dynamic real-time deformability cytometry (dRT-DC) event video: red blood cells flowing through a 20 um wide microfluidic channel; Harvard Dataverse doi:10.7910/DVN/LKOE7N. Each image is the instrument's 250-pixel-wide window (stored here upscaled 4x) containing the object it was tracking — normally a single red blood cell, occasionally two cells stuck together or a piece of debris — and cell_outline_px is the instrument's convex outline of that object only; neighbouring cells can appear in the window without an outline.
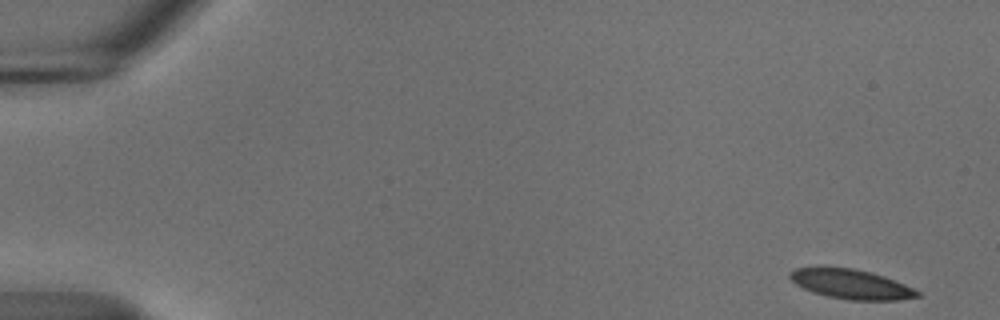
{"species": "common noctule bat (a hibernating species)", "species_latin": "Nyctalus noctula", "temperature_condition": "cold", "stored_images_in_passage": 53, "camera_frame_rate_fps": 3000, "um_per_image_px": 0.085, "animal": {"sex": "male", "body_mass_g": 18.8}, "frame": {"image": 1, "passage_image": 1, "time_ms": 0.0, "image_size_px": [1000, 320], "cell_outline_px": [[920, 296], [900, 300], [848, 300], [828, 296], [812, 292], [796, 284], [788, 276], [788, 272], [796, 268], [852, 268], [872, 272], [884, 276], [904, 284], [920, 292]], "centroid_in_image_um": [72.35, 24.16], "position_along_channel_um": 12.6, "area_um2": 21.73}}
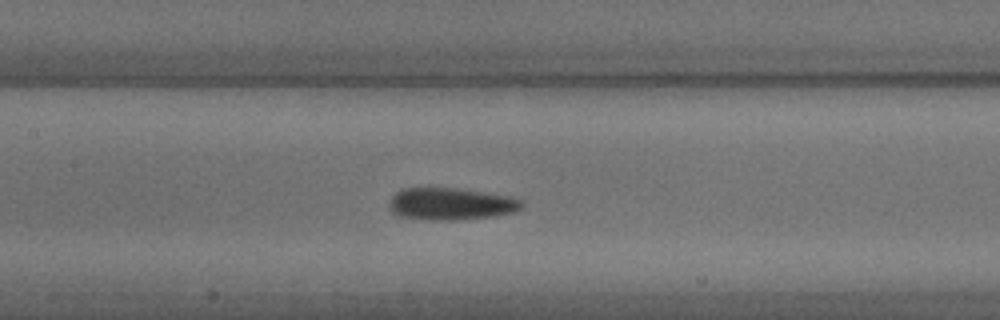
{"frame": {"image": 2, "passage_image": 25, "time_ms": 8.0, "image_size_px": [1000, 320], "cell_outline_px": [[524, 204], [520, 208], [512, 212], [492, 216], [452, 220], [432, 220], [400, 216], [392, 212], [388, 208], [388, 204], [392, 196], [400, 188], [456, 188], [508, 196], [520, 200]], "centroid_in_image_um": [38.25, 17.32], "position_along_channel_um": 169.1, "area_um2": 24.57}}
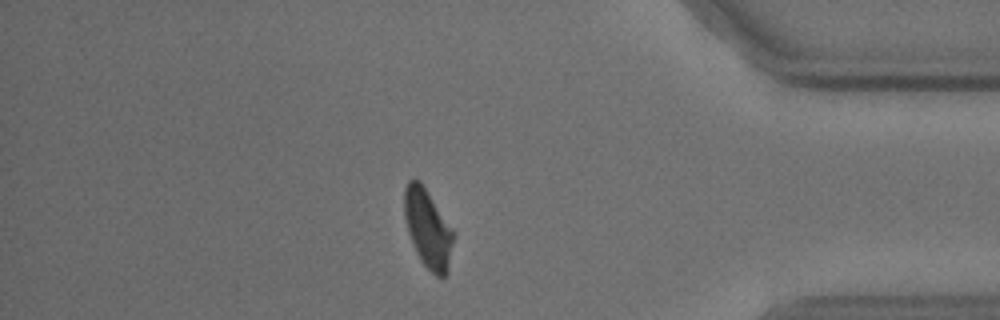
{"frame": {"image": 3, "passage_image": 46, "time_ms": 15.0, "image_size_px": [1000, 320], "cell_outline_px": [[456, 236], [448, 272], [444, 276], [436, 276], [424, 264], [408, 232], [404, 216], [404, 188], [408, 180], [420, 180], [456, 232]], "centroid_in_image_um": [36.42, 19.4], "position_along_channel_um": 398.8, "area_um2": 22.6}, "authors_computed_cell_mechanics": {"area_um2": 23.3512, "velocity_mm_per_s": 3.6861, "shape_relaxation_time_tau1_ms": 6.3051, "shape_relaxation_time_tau2_ms": 11.096, "deformation_change_tau1": 0.1482, "deformation_change_tau2": 0.1462}}